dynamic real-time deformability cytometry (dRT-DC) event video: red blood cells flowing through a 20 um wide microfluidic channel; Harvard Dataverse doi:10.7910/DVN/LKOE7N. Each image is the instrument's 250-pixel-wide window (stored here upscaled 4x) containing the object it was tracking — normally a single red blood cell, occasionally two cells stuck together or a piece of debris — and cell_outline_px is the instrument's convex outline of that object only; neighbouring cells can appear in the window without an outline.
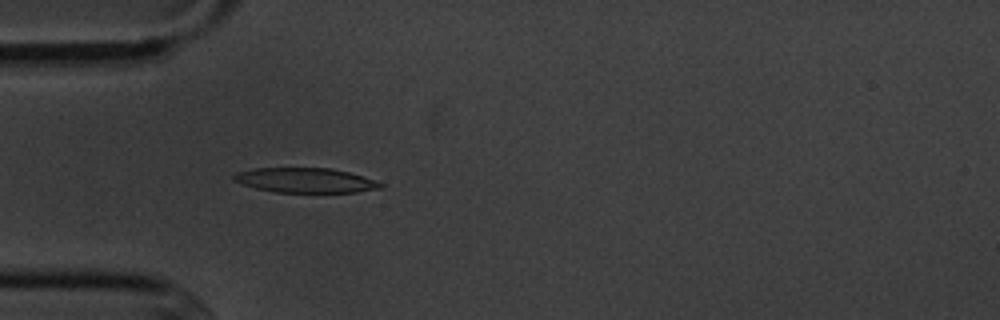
{"species": "common noctule bat (a hibernating species)", "species_latin": "Nyctalus noctula", "temperature_condition": "cold", "stored_images_in_passage": 4, "camera_frame_rate_fps": 3000, "um_per_image_px": 0.085, "animal": {"sex": "male", "body_mass_g": 20.1, "forearm_length_mm": 53.5}, "frame": {"image": 1, "passage_image": 4, "time_ms": 4.333, "image_size_px": [1000, 320], "cell_outline_px": [[384, 184], [380, 188], [356, 192], [276, 192], [256, 188], [232, 180], [232, 176], [236, 172], [252, 168], [332, 168], [364, 176]], "centroid_in_image_um": [25.94, 15.31], "position_along_channel_um": 59.1, "area_um2": 21.1}}